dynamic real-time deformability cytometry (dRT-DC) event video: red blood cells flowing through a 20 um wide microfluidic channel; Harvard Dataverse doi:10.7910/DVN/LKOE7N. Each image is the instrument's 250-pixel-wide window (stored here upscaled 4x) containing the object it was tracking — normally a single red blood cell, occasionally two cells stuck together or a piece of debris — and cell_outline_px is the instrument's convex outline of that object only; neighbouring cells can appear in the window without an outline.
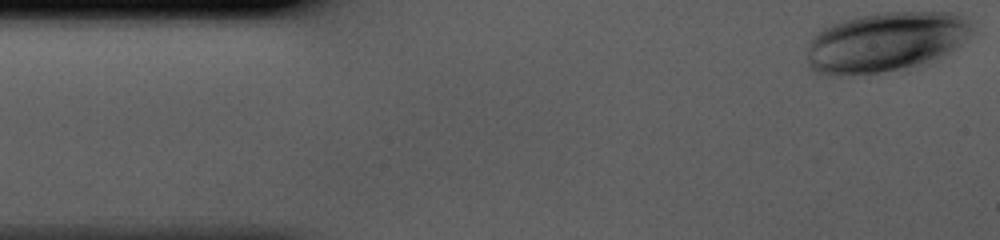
{"species": "human", "species_latin": "Homo sapiens", "temperature_condition": "cold", "stored_images_in_passage": 37, "camera_frame_rate_fps": 3000, "um_per_image_px": 0.085, "donor": {"sex": "male"}, "frame": {"image": 1, "passage_image": 1, "time_ms": 0.0, "image_size_px": [1000, 240], "cell_outline_px": [[968, 32], [960, 44], [948, 52], [916, 68], [880, 72], [840, 76], [820, 76], [808, 64], [808, 44], [812, 36], [816, 32], [832, 24], [844, 20], [860, 16], [884, 12], [956, 12], [968, 20]], "centroid_in_image_um": [75.2, 3.59], "position_along_channel_um": 9.8, "area_um2": 57.45}}
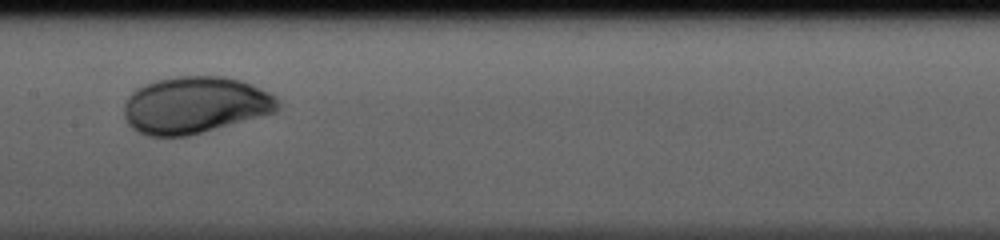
{"frame": {"image": 2, "passage_image": 20, "time_ms": 6.333, "image_size_px": [1000, 240], "cell_outline_px": [[280, 108], [276, 112], [188, 136], [148, 136], [136, 132], [128, 124], [124, 116], [124, 104], [128, 96], [136, 88], [144, 84], [156, 80], [176, 76], [224, 76], [240, 80], [252, 84], [276, 96], [280, 104]], "centroid_in_image_um": [16.56, 8.93], "position_along_channel_um": 190.8, "area_um2": 51.27}}
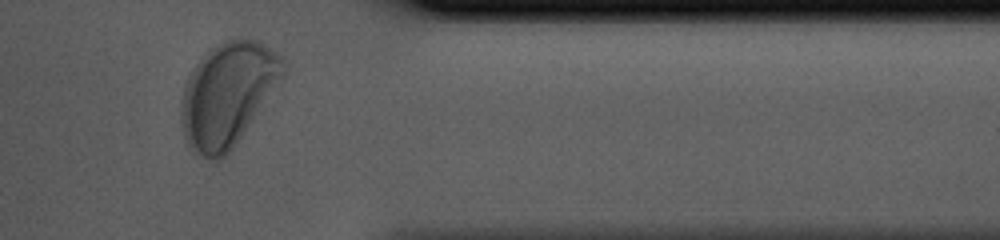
{"frame": {"image": 3, "passage_image": 35, "time_ms": 11.333, "image_size_px": [1000, 240], "cell_outline_px": [[288, 68], [284, 76], [236, 144], [220, 160], [212, 160], [192, 152], [188, 148], [184, 140], [180, 124], [180, 104], [184, 88], [188, 76], [196, 64], [216, 44], [224, 40], [236, 36], [240, 36], [260, 40], [284, 56]], "centroid_in_image_um": [19.37, 7.98], "position_along_channel_um": 392.0, "area_um2": 62.54}}